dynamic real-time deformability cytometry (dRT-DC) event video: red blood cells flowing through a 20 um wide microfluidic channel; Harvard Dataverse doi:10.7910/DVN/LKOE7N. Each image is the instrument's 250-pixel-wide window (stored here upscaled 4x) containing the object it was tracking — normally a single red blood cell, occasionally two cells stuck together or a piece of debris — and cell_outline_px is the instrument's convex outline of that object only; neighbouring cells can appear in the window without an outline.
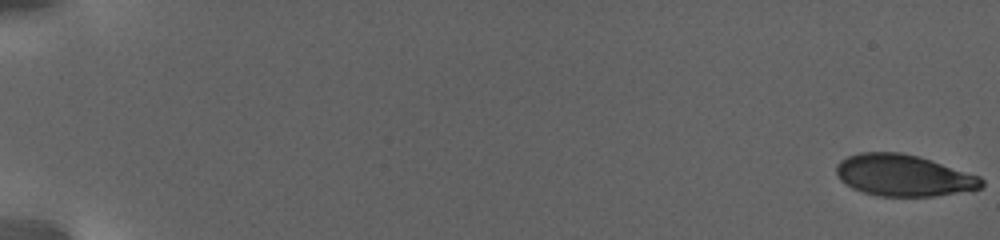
{"species": "human", "species_latin": "Homo sapiens", "temperature_condition": "warm", "stored_images_in_passage": 113, "camera_frame_rate_fps": 3000, "um_per_image_px": 0.085, "donor": {"sex": "female"}, "frame": {"image": 1, "passage_image": 1, "time_ms": 0.0, "image_size_px": [1000, 240], "cell_outline_px": [[984, 184], [980, 188], [932, 196], [880, 196], [864, 192], [852, 188], [840, 180], [836, 172], [836, 164], [840, 160], [848, 156], [860, 152], [900, 152], [916, 156], [980, 176], [984, 180]], "centroid_in_image_um": [76.75, 14.9], "position_along_channel_um": 8.3, "area_um2": 34.74}}
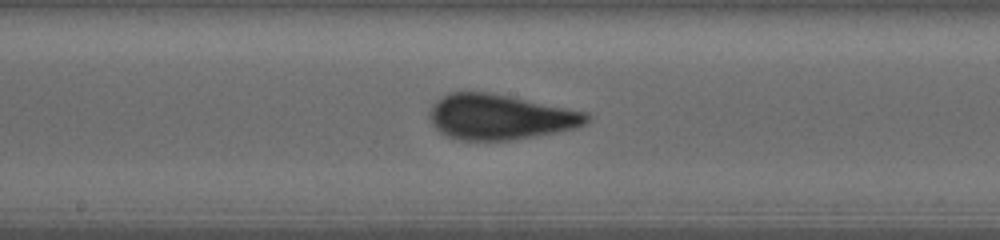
{"frame": {"image": 2, "passage_image": 64, "time_ms": 14.667, "image_size_px": [1000, 240], "cell_outline_px": [[588, 120], [584, 124], [576, 128], [516, 140], [456, 140], [440, 132], [432, 124], [432, 108], [436, 100], [448, 92], [488, 92], [588, 112]], "centroid_in_image_um": [42.51, 9.95], "position_along_channel_um": 205.7, "area_um2": 41.1}}
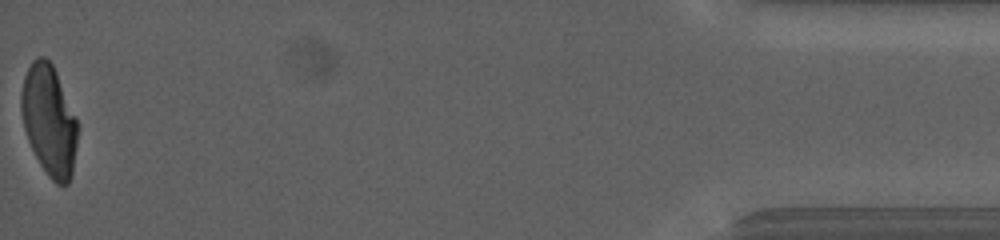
{"frame": {"image": 3, "passage_image": 113, "time_ms": 26.0, "image_size_px": [1000, 240], "cell_outline_px": [[76, 144], [72, 176], [68, 184], [56, 184], [48, 176], [40, 164], [28, 140], [24, 128], [20, 108], [20, 92], [24, 76], [32, 60], [36, 56], [44, 56], [52, 64], [56, 72], [76, 120]], "centroid_in_image_um": [4.13, 10.22], "position_along_channel_um": 431.1, "area_um2": 35.89}, "authors_computed_cell_mechanics": {"area_um2": 38.5526, "velocity_mm_per_s": 2.728, "shape_relaxation_time_tau1_ms": 7.1028, "shape_relaxation_time_tau2_ms": null, "deformation_change_tau1": 0.2244, "deformation_change_tau2": null}}